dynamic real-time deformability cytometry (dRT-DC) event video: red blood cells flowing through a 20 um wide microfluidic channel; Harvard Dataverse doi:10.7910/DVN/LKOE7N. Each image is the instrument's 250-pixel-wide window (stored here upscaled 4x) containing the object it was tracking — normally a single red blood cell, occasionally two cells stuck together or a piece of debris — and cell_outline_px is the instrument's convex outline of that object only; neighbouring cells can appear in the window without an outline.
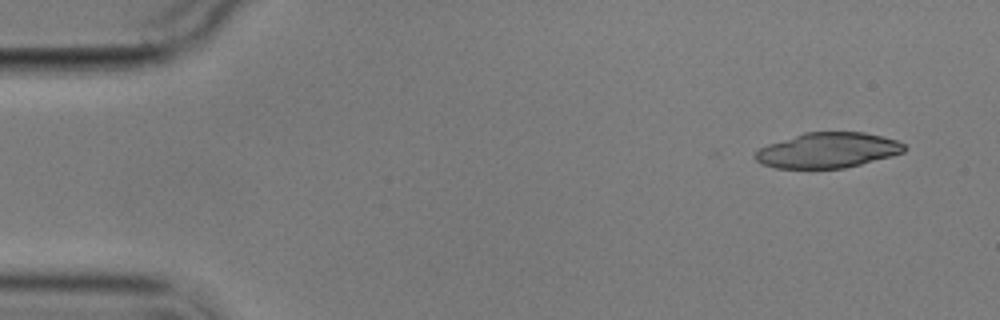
{"species": "common noctule bat (a hibernating species)", "species_latin": "Nyctalus noctula", "temperature_condition": "cold", "stored_images_in_passage": 4, "camera_frame_rate_fps": 3000, "um_per_image_px": 0.085, "animal": {"sex": "male", "body_mass_g": 17.9}, "frame": {"image": 1, "passage_image": 1, "time_ms": 0.0, "image_size_px": [1000, 320], "cell_outline_px": [[908, 148], [904, 152], [892, 156], [844, 168], [776, 168], [760, 164], [752, 156], [760, 148], [768, 144], [804, 132], [864, 132], [896, 140], [904, 144]], "centroid_in_image_um": [70.35, 12.77], "position_along_channel_um": 14.7, "area_um2": 30.63}}